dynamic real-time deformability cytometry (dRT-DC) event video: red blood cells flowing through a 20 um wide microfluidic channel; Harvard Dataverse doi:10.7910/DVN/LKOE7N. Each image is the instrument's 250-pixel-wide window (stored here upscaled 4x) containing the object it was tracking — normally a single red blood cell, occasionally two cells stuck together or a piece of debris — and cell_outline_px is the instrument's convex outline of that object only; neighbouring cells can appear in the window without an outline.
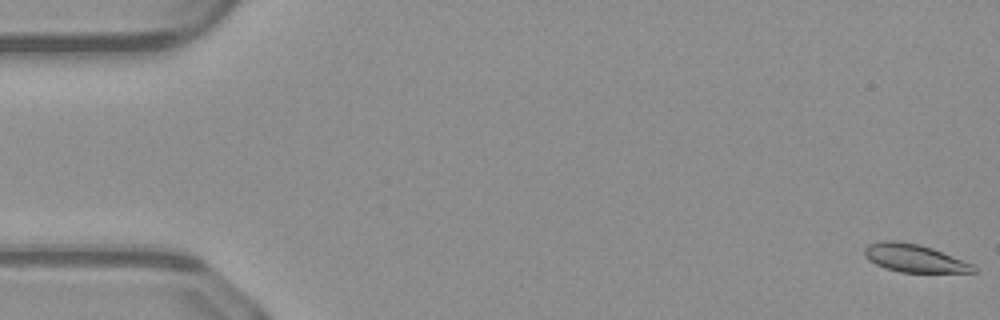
{"species": "common noctule bat (a hibernating species)", "species_latin": "Nyctalus noctula", "temperature_condition": "warm", "stored_images_in_passage": 52, "segment_of_instrument_passage": [1, 2], "camera_frame_rate_fps": 3000, "um_per_image_px": 0.085, "animal": {"sex": "male", "body_mass_g": 23.1, "forearm_length_mm": 52.7}, "frame": {"image": 1, "passage_image": 1, "time_ms": 0.0, "image_size_px": [1000, 320], "cell_outline_px": [[980, 272], [900, 272], [884, 268], [868, 260], [864, 256], [864, 248], [868, 244], [880, 240], [896, 240], [920, 244], [932, 248], [972, 264]], "centroid_in_image_um": [77.66, 21.93], "position_along_channel_um": 7.3, "area_um2": 17.8}}
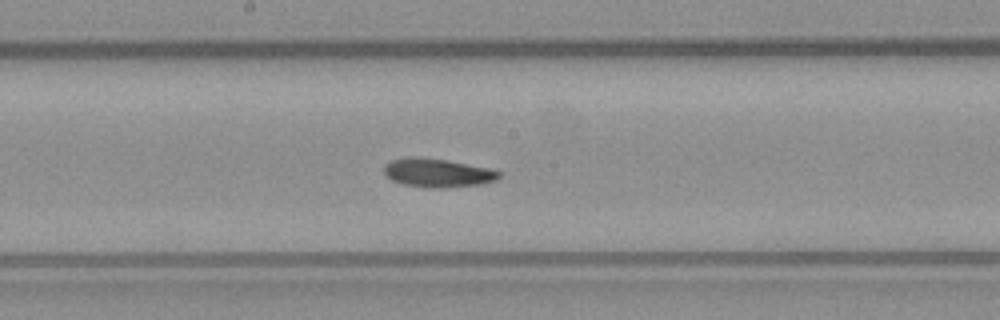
{"frame": {"image": 2, "passage_image": 27, "time_ms": 8.667, "image_size_px": [1000, 320], "cell_outline_px": [[500, 176], [496, 180], [484, 184], [440, 188], [424, 188], [404, 184], [392, 180], [384, 172], [384, 164], [392, 160], [408, 156], [420, 156], [448, 160], [492, 168], [500, 172]], "centroid_in_image_um": [37.21, 14.68], "position_along_channel_um": 211.0, "area_um2": 19.54}}
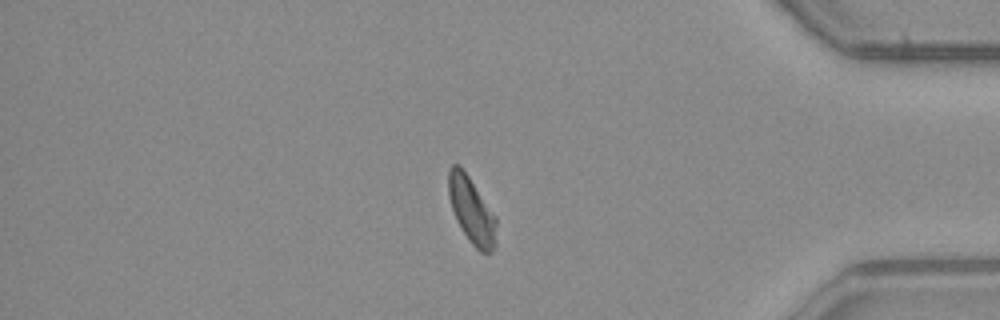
{"frame": {"image": 3, "passage_image": 43, "time_ms": 14.0, "image_size_px": [1000, 320], "cell_outline_px": [[496, 244], [492, 252], [480, 252], [468, 240], [456, 220], [448, 196], [448, 168], [452, 164], [460, 164], [496, 216]], "centroid_in_image_um": [40.07, 17.87], "position_along_channel_um": 395.1, "area_um2": 18.61}}